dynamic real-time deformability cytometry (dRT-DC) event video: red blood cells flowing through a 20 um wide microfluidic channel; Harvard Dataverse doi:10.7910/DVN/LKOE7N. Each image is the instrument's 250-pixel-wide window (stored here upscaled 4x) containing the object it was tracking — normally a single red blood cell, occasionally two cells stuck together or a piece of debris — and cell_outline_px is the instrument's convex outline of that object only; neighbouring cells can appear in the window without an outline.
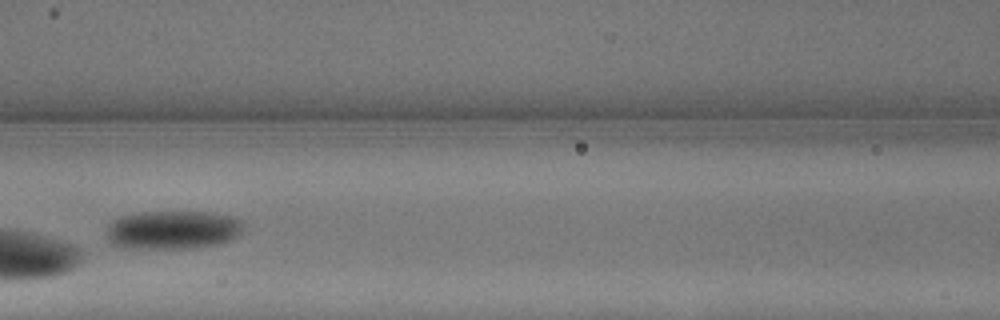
{"species": "common noctule bat (a hibernating species)", "species_latin": "Nyctalus noctula", "temperature_condition": "warm", "stored_images_in_passage": 14, "camera_frame_rate_fps": 3000, "um_per_image_px": 0.085, "animal": {"sex": "male", "body_mass_g": 13.3}, "frame": {"image": 1, "passage_image": 7, "time_ms": 2.0, "image_size_px": [1000, 320], "cell_outline_px": [[244, 228], [232, 240], [220, 244], [188, 248], [148, 248], [112, 244], [108, 236], [108, 228], [116, 220], [124, 216], [140, 212], [216, 212], [232, 216], [244, 220]], "centroid_in_image_um": [14.83, 19.52], "position_along_channel_um": 151.8, "area_um2": 30.4}}